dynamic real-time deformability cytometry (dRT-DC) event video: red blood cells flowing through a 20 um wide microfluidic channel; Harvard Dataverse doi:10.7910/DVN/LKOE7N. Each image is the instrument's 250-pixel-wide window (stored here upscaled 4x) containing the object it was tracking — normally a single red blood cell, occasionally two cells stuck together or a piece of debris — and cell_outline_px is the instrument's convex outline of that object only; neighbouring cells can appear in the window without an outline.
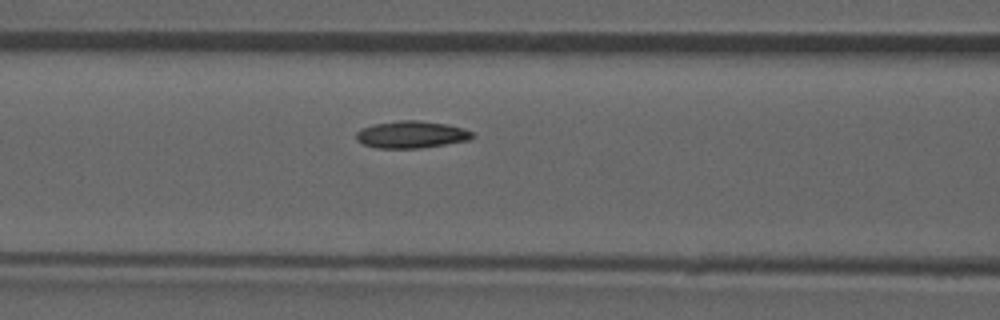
{"species": "common noctule bat (a hibernating species)", "species_latin": "Nyctalus noctula", "temperature_condition": "room temperature", "stored_images_in_passage": 52, "camera_frame_rate_fps": 3000, "um_per_image_px": 0.085, "animal": {"sex": "male", "forearm_length_mm": 52.5}, "frame": {"image": 1, "passage_image": 22, "time_ms": 7.0, "image_size_px": [1000, 320], "cell_outline_px": [[476, 136], [468, 140], [420, 148], [376, 148], [364, 144], [356, 140], [356, 132], [360, 128], [372, 124], [400, 120], [420, 120], [448, 124], [464, 128], [472, 132]], "centroid_in_image_um": [34.95, 11.42], "position_along_channel_um": 131.6, "area_um2": 18.5}, "authors_computed_cell_mechanics": {"area_um2": 17.918, "velocity_mm_per_s": 3.9068, "shape_relaxation_time_tau1_ms": null, "shape_relaxation_time_tau2_ms": 4.0282, "deformation_change_tau1": null, "deformation_change_tau2": 0.0864}}